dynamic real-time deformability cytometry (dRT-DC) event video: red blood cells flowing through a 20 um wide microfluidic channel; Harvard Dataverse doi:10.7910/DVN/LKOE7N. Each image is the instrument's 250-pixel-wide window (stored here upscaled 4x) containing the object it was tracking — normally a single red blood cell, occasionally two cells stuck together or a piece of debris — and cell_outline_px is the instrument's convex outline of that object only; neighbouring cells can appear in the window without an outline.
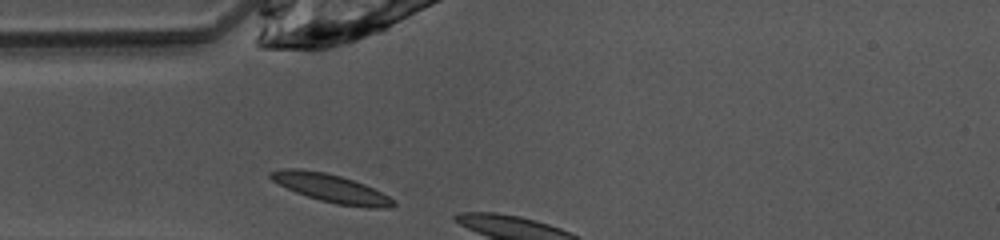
{"species": "common noctule bat (a hibernating species)", "species_latin": "Nyctalus noctula", "temperature_condition": "warm", "stored_images_in_passage": 3, "camera_frame_rate_fps": 3000, "um_per_image_px": 0.085, "animal": {"sex": "female", "body_mass_g": 10.0, "forearm_length_mm": 53.1}, "frame": {"image": 1, "passage_image": 1, "time_ms": 0.0, "image_size_px": [1000, 240], "cell_outline_px": [[396, 204], [388, 208], [368, 208], [336, 204], [320, 200], [296, 192], [272, 180], [268, 176], [268, 172], [284, 168], [300, 168], [324, 172], [340, 176], [364, 184], [396, 200]], "centroid_in_image_um": [28.14, 16.0], "position_along_channel_um": 56.9, "area_um2": 20.06}}